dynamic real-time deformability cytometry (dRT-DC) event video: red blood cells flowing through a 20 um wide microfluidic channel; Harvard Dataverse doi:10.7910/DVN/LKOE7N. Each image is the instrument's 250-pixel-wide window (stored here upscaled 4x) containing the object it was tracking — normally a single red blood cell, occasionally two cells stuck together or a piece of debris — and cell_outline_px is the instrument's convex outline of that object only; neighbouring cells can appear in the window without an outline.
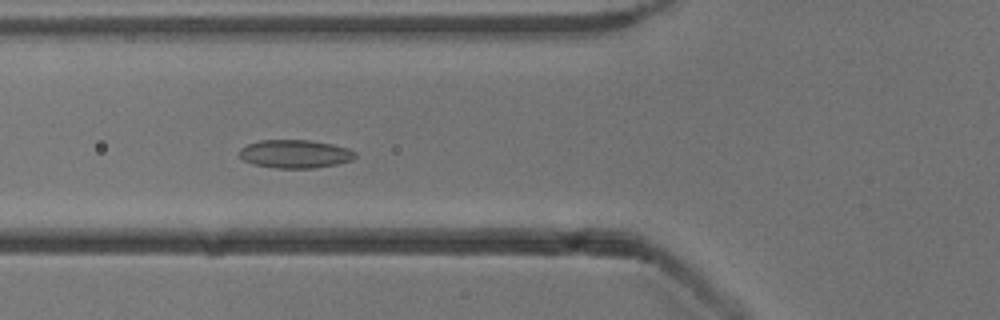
{"species": "common noctule bat (a hibernating species)", "species_latin": "Nyctalus noctula", "temperature_condition": "cold", "stored_images_in_passage": 33, "camera_frame_rate_fps": 3000, "um_per_image_px": 0.085, "animal": {"sex": "male", "body_mass_g": 13.3}, "frame": {"image": 1, "passage_image": 7, "time_ms": 2.0, "image_size_px": [1000, 320], "cell_outline_px": [[356, 156], [352, 160], [336, 164], [316, 168], [276, 168], [252, 164], [244, 160], [240, 156], [240, 148], [248, 144], [260, 140], [308, 140], [332, 144], [348, 148], [356, 152]], "centroid_in_image_um": [25.09, 13.08], "position_along_channel_um": 100.7, "area_um2": 19.07}}
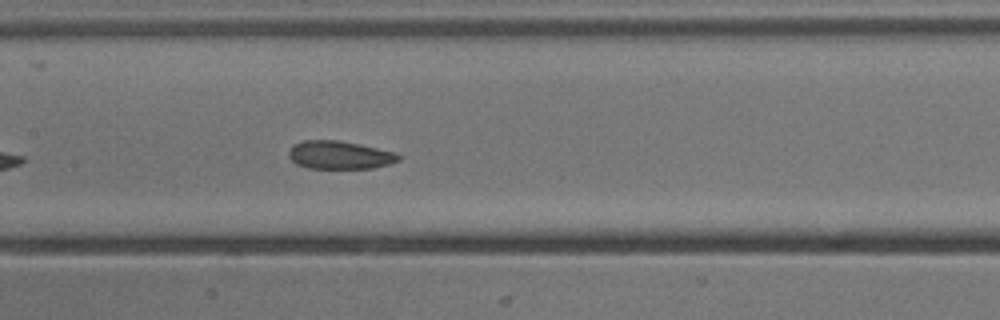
{"frame": {"image": 2, "passage_image": 13, "time_ms": 4.0, "image_size_px": [1000, 320], "cell_outline_px": [[404, 156], [400, 160], [392, 164], [372, 168], [308, 168], [296, 164], [288, 156], [288, 152], [296, 144], [304, 140], [336, 140], [396, 152]], "centroid_in_image_um": [28.92, 13.19], "position_along_channel_um": 178.5, "area_um2": 17.92}}
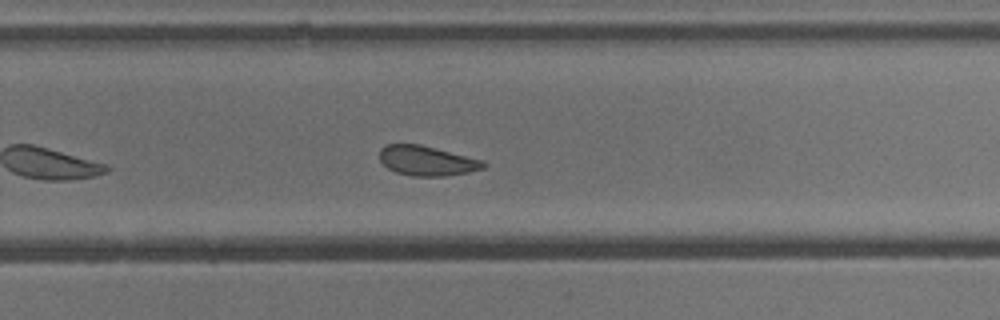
{"frame": {"image": 3, "passage_image": 22, "time_ms": 7.0, "image_size_px": [1000, 320], "cell_outline_px": [[488, 164], [484, 168], [468, 172], [444, 176], [412, 176], [396, 172], [388, 168], [380, 160], [380, 148], [388, 144], [420, 144], [484, 160]], "centroid_in_image_um": [36.31, 13.66], "position_along_channel_um": 293.5, "area_um2": 18.03}, "authors_computed_cell_mechanics": {"area_um2": 19.074, "velocity_mm_per_s": 3.8585, "shape_relaxation_time_tau1_ms": 5.9661, "shape_relaxation_time_tau2_ms": 2.168, "deformation_change_tau1": 0.0638, "deformation_change_tau2": 0.0925}}